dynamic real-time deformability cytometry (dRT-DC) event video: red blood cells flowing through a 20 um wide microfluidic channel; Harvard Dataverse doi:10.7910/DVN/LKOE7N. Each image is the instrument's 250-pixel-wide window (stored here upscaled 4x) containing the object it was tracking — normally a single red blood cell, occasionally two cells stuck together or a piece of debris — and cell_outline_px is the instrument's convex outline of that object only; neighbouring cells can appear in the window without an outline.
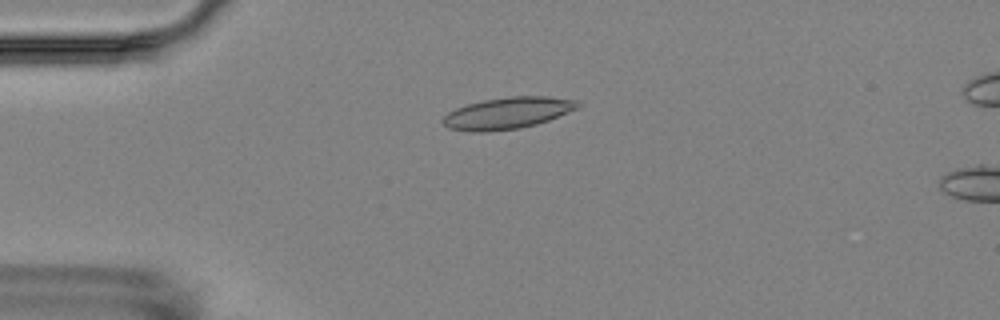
{"species": "Egyptian fruit bat (a non-hibernating species)", "species_latin": "Rousettus aegyptiacus", "temperature_condition": "room temperature", "stored_images_in_passage": 2, "camera_frame_rate_fps": 3000, "um_per_image_px": 0.085, "animal": {"sex": "female"}, "frame": {"image": 1, "passage_image": 1, "time_ms": 0.0, "image_size_px": [1000, 320], "cell_outline_px": [[580, 108], [548, 120], [536, 124], [520, 128], [488, 132], [472, 132], [448, 128], [440, 120], [448, 112], [456, 108], [468, 104], [484, 100], [508, 96], [548, 96], [576, 100], [580, 104]], "centroid_in_image_um": [43.14, 9.61], "position_along_channel_um": 41.9, "area_um2": 24.97}}